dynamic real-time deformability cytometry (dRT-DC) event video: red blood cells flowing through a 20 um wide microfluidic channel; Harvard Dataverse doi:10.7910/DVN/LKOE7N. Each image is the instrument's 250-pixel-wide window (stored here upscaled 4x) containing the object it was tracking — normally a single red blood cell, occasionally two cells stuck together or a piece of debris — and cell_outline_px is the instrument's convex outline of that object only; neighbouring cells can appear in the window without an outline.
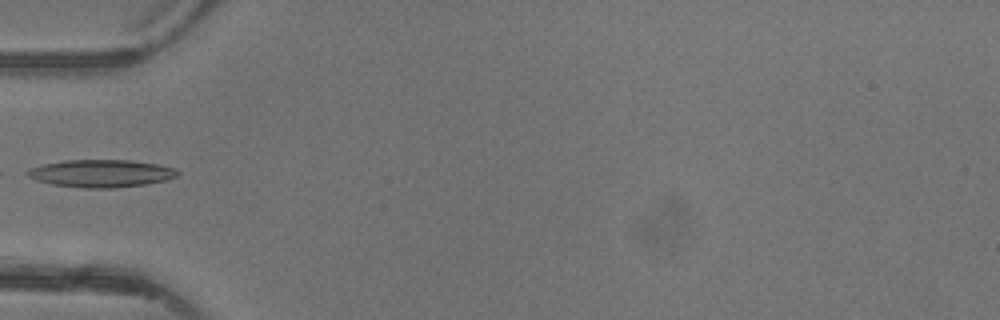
{"species": "common noctule bat (a hibernating species)", "species_latin": "Nyctalus noctula", "temperature_condition": "warm", "stored_images_in_passage": 5, "camera_frame_rate_fps": 3000, "um_per_image_px": 0.085, "animal": {"sex": "female"}, "frame": {"image": 1, "passage_image": 5, "time_ms": 4.667, "image_size_px": [1000, 320], "cell_outline_px": [[180, 172], [176, 176], [164, 180], [144, 184], [112, 188], [80, 188], [52, 184], [36, 180], [28, 176], [28, 168], [44, 164], [64, 160], [132, 160], [156, 164], [176, 168]], "centroid_in_image_um": [8.58, 14.73], "position_along_channel_um": 76.4, "area_um2": 23.99}}